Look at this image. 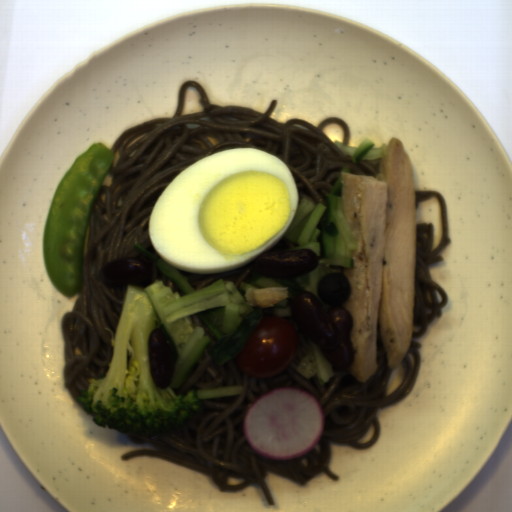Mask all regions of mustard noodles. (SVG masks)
<instances>
[{"label": "mustard noodles", "instance_id": "3", "mask_svg": "<svg viewBox=\"0 0 512 512\" xmlns=\"http://www.w3.org/2000/svg\"><path fill=\"white\" fill-rule=\"evenodd\" d=\"M436 198L440 207L442 235L439 244L432 251L435 227L434 223L415 224V268H414V308L412 328L419 327V332L411 331V339L425 335L429 325L436 318L442 317V309L449 302L443 287L432 280L428 265L445 260L437 255L451 244L449 237L450 223L446 200L438 190H414L415 209L420 202Z\"/></svg>", "mask_w": 512, "mask_h": 512}, {"label": "mustard noodles", "instance_id": "4", "mask_svg": "<svg viewBox=\"0 0 512 512\" xmlns=\"http://www.w3.org/2000/svg\"><path fill=\"white\" fill-rule=\"evenodd\" d=\"M182 275L188 278L187 282L193 290L200 291L207 289L217 281L231 282L236 288H241V283H250L255 279L248 264L225 273H194L176 268Z\"/></svg>", "mask_w": 512, "mask_h": 512}, {"label": "mustard noodles", "instance_id": "1", "mask_svg": "<svg viewBox=\"0 0 512 512\" xmlns=\"http://www.w3.org/2000/svg\"><path fill=\"white\" fill-rule=\"evenodd\" d=\"M196 88L203 112L180 115L187 87ZM278 104L272 99L265 112L238 105L219 106L210 102L204 86L185 80L177 95L172 117L155 118L125 129L110 151L119 157L108 170L111 185L101 184L89 213L87 251L83 256L82 284L72 311L61 319L63 337L62 380L73 400L86 392L87 378L100 379L109 371L114 339L123 309L126 288L103 284L100 269L107 262L140 258L150 263L154 283L162 281L177 292L183 290L158 265L133 245L159 254L149 234L154 206L172 180L192 164L231 148H256L282 160L298 188L299 202L307 199L327 207L326 195L348 168L350 174L376 177L383 158L360 159L342 152L323 132L331 123L343 130L344 146L351 132L340 117H326L318 126L291 118L277 122L271 114ZM160 255V254H159Z\"/></svg>", "mask_w": 512, "mask_h": 512}, {"label": "mustard noodles", "instance_id": "2", "mask_svg": "<svg viewBox=\"0 0 512 512\" xmlns=\"http://www.w3.org/2000/svg\"><path fill=\"white\" fill-rule=\"evenodd\" d=\"M193 329H204L210 340L199 360L185 375L175 395L184 396L190 390L222 387H242V394L230 398L203 400L201 412L173 429L158 432H129L134 444H149L122 454V460L134 456H149L178 464L211 478L220 491L238 492L251 485L259 486L269 506L276 505L265 478L274 473L305 486L322 473L333 480L340 476L332 472L331 441L352 448L373 447L381 436L380 408L391 407L404 400L413 390L418 378L422 343L411 340L403 363L406 367L400 385L386 395L393 372L389 368L381 342L379 326L376 331L375 372L358 382L347 370L333 371L334 376L321 384L316 374L307 380L297 372V365L308 355L300 342L295 355L282 372L255 379L245 377L236 369L237 354L221 366L209 353L218 340L196 313L188 316ZM303 389L318 398L325 410L326 425L318 445L308 454L296 459L269 460L255 453L242 435V422L249 405L262 394L276 387ZM331 440V441H330Z\"/></svg>", "mask_w": 512, "mask_h": 512}]
</instances>
